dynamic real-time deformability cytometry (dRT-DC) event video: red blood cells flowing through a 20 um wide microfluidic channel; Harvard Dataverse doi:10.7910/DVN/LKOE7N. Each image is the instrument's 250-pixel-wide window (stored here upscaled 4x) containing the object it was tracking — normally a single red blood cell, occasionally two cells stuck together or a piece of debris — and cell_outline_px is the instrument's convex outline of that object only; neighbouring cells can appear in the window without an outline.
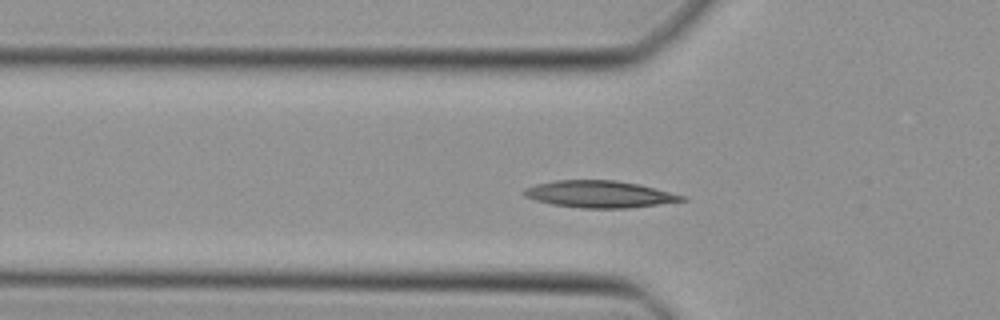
{"species": "Egyptian fruit bat (a non-hibernating species)", "species_latin": "Rousettus aegyptiacus", "temperature_condition": "cold", "stored_images_in_passage": 43, "camera_frame_rate_fps": 3000, "um_per_image_px": 0.085, "animal": {"sex": "female"}, "frame": {"image": 1, "passage_image": 11, "time_ms": 3.333, "image_size_px": [1000, 320], "cell_outline_px": [[688, 200], [628, 208], [584, 208], [552, 204], [536, 200], [524, 196], [520, 192], [524, 188], [536, 184], [556, 180], [616, 180], [640, 184], [684, 196]], "centroid_in_image_um": [50.92, 16.5], "position_along_channel_um": 74.9, "area_um2": 24.68}}
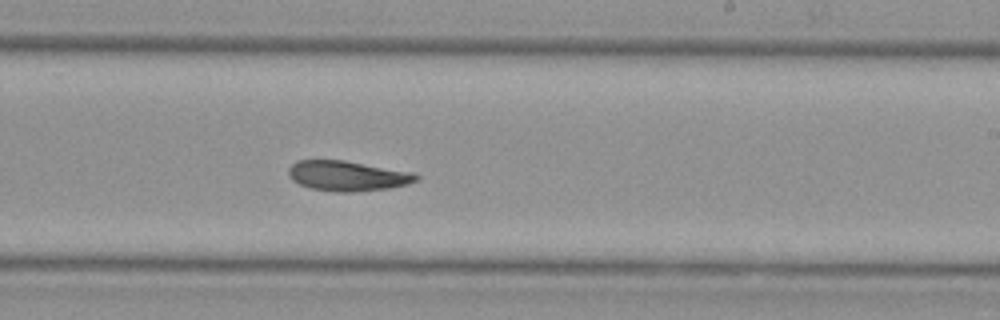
{"frame": {"image": 2, "passage_image": 24, "time_ms": 7.667, "image_size_px": [1000, 320], "cell_outline_px": [[420, 176], [416, 180], [408, 184], [388, 188], [352, 192], [336, 192], [312, 188], [300, 184], [292, 180], [288, 176], [288, 168], [296, 160], [344, 160], [412, 172]], "centroid_in_image_um": [29.51, 14.94], "position_along_channel_um": 259.5, "area_um2": 22.31}}
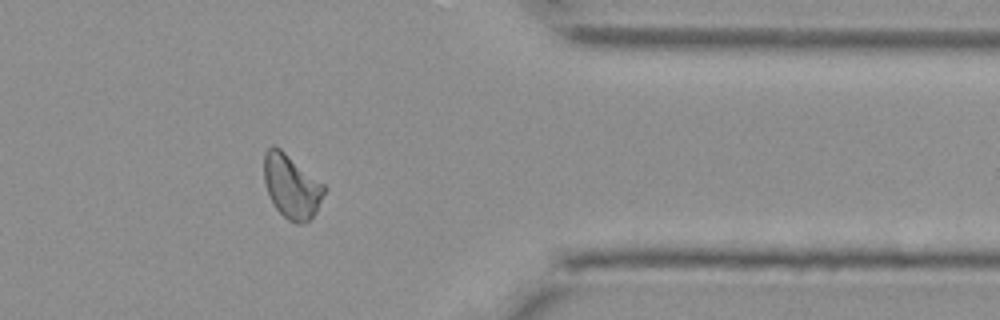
{"frame": {"image": 3, "passage_image": 34, "time_ms": 11.0, "image_size_px": [1000, 320], "cell_outline_px": [[324, 192], [316, 212], [304, 224], [296, 224], [288, 220], [272, 204], [268, 196], [264, 184], [264, 152], [272, 144], [276, 144], [324, 184]], "centroid_in_image_um": [24.74, 15.82], "position_along_channel_um": 386.7, "area_um2": 22.54}}